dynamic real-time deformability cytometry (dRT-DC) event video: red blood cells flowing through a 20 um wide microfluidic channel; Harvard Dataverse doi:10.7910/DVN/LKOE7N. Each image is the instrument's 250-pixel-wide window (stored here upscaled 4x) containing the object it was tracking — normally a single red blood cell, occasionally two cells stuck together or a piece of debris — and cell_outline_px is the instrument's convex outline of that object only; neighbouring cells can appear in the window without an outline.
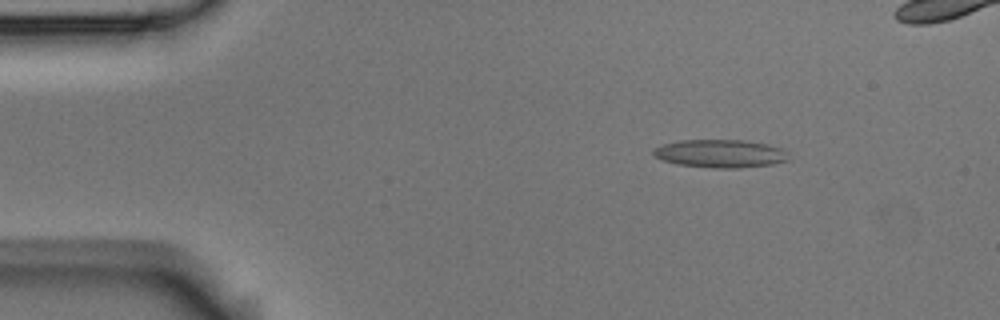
{"species": "Egyptian fruit bat (a non-hibernating species)", "species_latin": "Rousettus aegyptiacus", "temperature_condition": "room temperature", "stored_images_in_passage": 5, "camera_frame_rate_fps": 3000, "um_per_image_px": 0.085, "animal": {"sex": "male"}, "frame": {"image": 1, "passage_image": 2, "time_ms": 0.333, "image_size_px": [1000, 320], "cell_outline_px": [[792, 160], [772, 164], [740, 168], [712, 168], [676, 164], [660, 160], [652, 156], [652, 148], [664, 144], [680, 140], [744, 140], [768, 144], [780, 148], [788, 152]], "centroid_in_image_um": [61.22, 13.06], "position_along_channel_um": 23.8, "area_um2": 22.54}}